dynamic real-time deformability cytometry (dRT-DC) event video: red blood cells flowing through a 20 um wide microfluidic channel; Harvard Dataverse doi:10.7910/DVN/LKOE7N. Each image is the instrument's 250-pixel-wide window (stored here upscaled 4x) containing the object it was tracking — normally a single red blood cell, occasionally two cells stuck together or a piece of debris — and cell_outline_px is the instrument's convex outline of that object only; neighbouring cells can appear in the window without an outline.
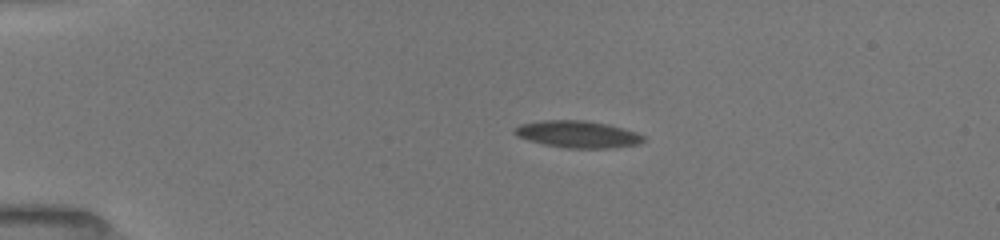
{"species": "common noctule bat (a hibernating species)", "species_latin": "Nyctalus noctula", "temperature_condition": "room temperature", "stored_images_in_passage": 43, "camera_frame_rate_fps": 3000, "um_per_image_px": 0.085, "animal": {"sex": "female", "body_mass_g": 19.5, "forearm_length_mm": 54.1}, "frame": {"image": 1, "passage_image": 1, "time_ms": 0.0, "image_size_px": [1000, 240], "cell_outline_px": [[644, 140], [640, 144], [612, 148], [568, 148], [544, 144], [528, 140], [516, 136], [512, 132], [520, 124], [540, 120], [584, 120], [604, 124], [636, 132], [644, 136]], "centroid_in_image_um": [49.07, 11.41], "position_along_channel_um": 35.9, "area_um2": 20.11}}
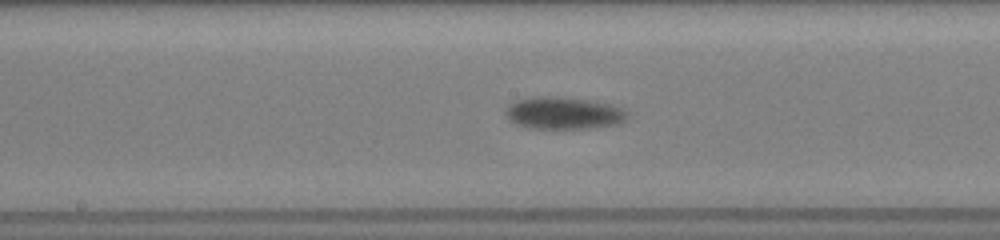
{"frame": {"image": 2, "passage_image": 18, "time_ms": 5.667, "image_size_px": [1000, 240], "cell_outline_px": [[628, 116], [620, 124], [588, 128], [532, 128], [516, 124], [508, 116], [508, 104], [516, 100], [532, 96], [560, 96], [596, 100], [620, 108], [628, 112]], "centroid_in_image_um": [47.94, 9.59], "position_along_channel_um": 200.3, "area_um2": 22.83}}
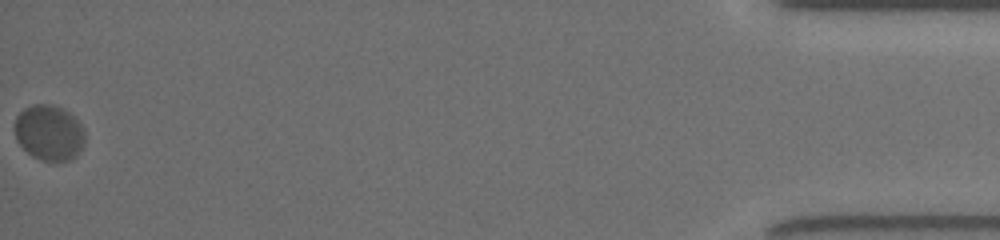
{"frame": {"image": 3, "passage_image": 43, "time_ms": 14.0, "image_size_px": [1000, 240], "cell_outline_px": [[84, 144], [80, 152], [76, 156], [68, 160], [40, 160], [32, 156], [16, 140], [16, 116], [24, 108], [32, 104], [52, 104], [64, 108], [84, 128]], "centroid_in_image_um": [4.19, 11.26], "position_along_channel_um": 431.0, "area_um2": 22.6}, "authors_computed_cell_mechanics": {"area_um2": 21.386, "velocity_mm_per_s": 3.8363, "shape_relaxation_time_tau1_ms": 3.2386, "shape_relaxation_time_tau2_ms": null, "deformation_change_tau1": 0.0881, "deformation_change_tau2": null}}